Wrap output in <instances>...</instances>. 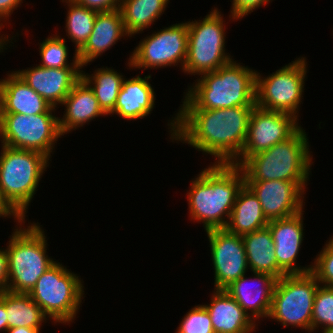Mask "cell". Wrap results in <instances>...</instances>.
I'll list each match as a JSON object with an SVG mask.
<instances>
[{"mask_svg":"<svg viewBox=\"0 0 333 333\" xmlns=\"http://www.w3.org/2000/svg\"><path fill=\"white\" fill-rule=\"evenodd\" d=\"M7 74L0 79V114L36 115L53 113L58 109L36 93L15 71Z\"/></svg>","mask_w":333,"mask_h":333,"instance_id":"obj_19","label":"cell"},{"mask_svg":"<svg viewBox=\"0 0 333 333\" xmlns=\"http://www.w3.org/2000/svg\"><path fill=\"white\" fill-rule=\"evenodd\" d=\"M24 223L13 228L7 242L9 279L6 290L29 294L39 277L56 261L47 254V236L42 225L30 222L26 228Z\"/></svg>","mask_w":333,"mask_h":333,"instance_id":"obj_5","label":"cell"},{"mask_svg":"<svg viewBox=\"0 0 333 333\" xmlns=\"http://www.w3.org/2000/svg\"><path fill=\"white\" fill-rule=\"evenodd\" d=\"M254 278L243 275L224 290L233 297L239 306L255 322L268 318L271 309L273 290L277 279L267 273H253ZM250 281V284L248 283ZM255 282V284H254ZM259 284H257V283ZM253 283V284H252ZM255 285V287H253ZM260 286V287H258Z\"/></svg>","mask_w":333,"mask_h":333,"instance_id":"obj_18","label":"cell"},{"mask_svg":"<svg viewBox=\"0 0 333 333\" xmlns=\"http://www.w3.org/2000/svg\"><path fill=\"white\" fill-rule=\"evenodd\" d=\"M268 223L257 196L244 184L237 194L225 229L242 236L264 228Z\"/></svg>","mask_w":333,"mask_h":333,"instance_id":"obj_24","label":"cell"},{"mask_svg":"<svg viewBox=\"0 0 333 333\" xmlns=\"http://www.w3.org/2000/svg\"><path fill=\"white\" fill-rule=\"evenodd\" d=\"M56 261L42 274L29 295L55 324L74 322L84 299L83 280Z\"/></svg>","mask_w":333,"mask_h":333,"instance_id":"obj_7","label":"cell"},{"mask_svg":"<svg viewBox=\"0 0 333 333\" xmlns=\"http://www.w3.org/2000/svg\"><path fill=\"white\" fill-rule=\"evenodd\" d=\"M175 333H214L210 315L202 305H195L183 317Z\"/></svg>","mask_w":333,"mask_h":333,"instance_id":"obj_32","label":"cell"},{"mask_svg":"<svg viewBox=\"0 0 333 333\" xmlns=\"http://www.w3.org/2000/svg\"><path fill=\"white\" fill-rule=\"evenodd\" d=\"M62 105L65 111L63 117L58 118L62 136L89 124L96 117L108 116L99 106L94 91L82 77L74 84Z\"/></svg>","mask_w":333,"mask_h":333,"instance_id":"obj_21","label":"cell"},{"mask_svg":"<svg viewBox=\"0 0 333 333\" xmlns=\"http://www.w3.org/2000/svg\"><path fill=\"white\" fill-rule=\"evenodd\" d=\"M187 47L188 24L176 23L141 39L129 54L127 66L130 70H146L181 65L183 71Z\"/></svg>","mask_w":333,"mask_h":333,"instance_id":"obj_12","label":"cell"},{"mask_svg":"<svg viewBox=\"0 0 333 333\" xmlns=\"http://www.w3.org/2000/svg\"><path fill=\"white\" fill-rule=\"evenodd\" d=\"M214 269V290H224L248 272L245 245L241 235L225 228L206 231Z\"/></svg>","mask_w":333,"mask_h":333,"instance_id":"obj_14","label":"cell"},{"mask_svg":"<svg viewBox=\"0 0 333 333\" xmlns=\"http://www.w3.org/2000/svg\"><path fill=\"white\" fill-rule=\"evenodd\" d=\"M300 127L290 138L248 157L239 167L245 181L283 180L295 182L304 192L311 175L312 151Z\"/></svg>","mask_w":333,"mask_h":333,"instance_id":"obj_4","label":"cell"},{"mask_svg":"<svg viewBox=\"0 0 333 333\" xmlns=\"http://www.w3.org/2000/svg\"><path fill=\"white\" fill-rule=\"evenodd\" d=\"M210 300L209 304L202 305L210 315L214 333L256 332L258 324L225 290H214Z\"/></svg>","mask_w":333,"mask_h":333,"instance_id":"obj_23","label":"cell"},{"mask_svg":"<svg viewBox=\"0 0 333 333\" xmlns=\"http://www.w3.org/2000/svg\"><path fill=\"white\" fill-rule=\"evenodd\" d=\"M232 2L229 18L232 21H238L248 16L254 10L267 5L272 0H230Z\"/></svg>","mask_w":333,"mask_h":333,"instance_id":"obj_34","label":"cell"},{"mask_svg":"<svg viewBox=\"0 0 333 333\" xmlns=\"http://www.w3.org/2000/svg\"><path fill=\"white\" fill-rule=\"evenodd\" d=\"M49 160L42 153L1 144L0 189L24 218L44 171L49 167Z\"/></svg>","mask_w":333,"mask_h":333,"instance_id":"obj_6","label":"cell"},{"mask_svg":"<svg viewBox=\"0 0 333 333\" xmlns=\"http://www.w3.org/2000/svg\"><path fill=\"white\" fill-rule=\"evenodd\" d=\"M303 212L305 211L302 210L291 217L270 220L267 225L274 241L277 265L286 274H304L312 271V262L303 268L296 264L304 240Z\"/></svg>","mask_w":333,"mask_h":333,"instance_id":"obj_16","label":"cell"},{"mask_svg":"<svg viewBox=\"0 0 333 333\" xmlns=\"http://www.w3.org/2000/svg\"><path fill=\"white\" fill-rule=\"evenodd\" d=\"M329 333L333 330V287L319 284L313 303L312 332Z\"/></svg>","mask_w":333,"mask_h":333,"instance_id":"obj_31","label":"cell"},{"mask_svg":"<svg viewBox=\"0 0 333 333\" xmlns=\"http://www.w3.org/2000/svg\"><path fill=\"white\" fill-rule=\"evenodd\" d=\"M81 69L82 67L45 68L37 64L15 72L52 107L57 108L81 78Z\"/></svg>","mask_w":333,"mask_h":333,"instance_id":"obj_17","label":"cell"},{"mask_svg":"<svg viewBox=\"0 0 333 333\" xmlns=\"http://www.w3.org/2000/svg\"><path fill=\"white\" fill-rule=\"evenodd\" d=\"M257 196L266 218L291 217L304 209V192L295 182L283 180L245 181Z\"/></svg>","mask_w":333,"mask_h":333,"instance_id":"obj_15","label":"cell"},{"mask_svg":"<svg viewBox=\"0 0 333 333\" xmlns=\"http://www.w3.org/2000/svg\"><path fill=\"white\" fill-rule=\"evenodd\" d=\"M313 261L311 272L316 276L317 281L321 285L333 287V236L326 241Z\"/></svg>","mask_w":333,"mask_h":333,"instance_id":"obj_33","label":"cell"},{"mask_svg":"<svg viewBox=\"0 0 333 333\" xmlns=\"http://www.w3.org/2000/svg\"><path fill=\"white\" fill-rule=\"evenodd\" d=\"M97 12H107L120 8L121 0H71Z\"/></svg>","mask_w":333,"mask_h":333,"instance_id":"obj_35","label":"cell"},{"mask_svg":"<svg viewBox=\"0 0 333 333\" xmlns=\"http://www.w3.org/2000/svg\"><path fill=\"white\" fill-rule=\"evenodd\" d=\"M53 35V36H52ZM39 44V55L41 56V62L39 66L45 68H62V67H82L77 58V53L74 54L73 61H69V50L66 44V39L52 34Z\"/></svg>","mask_w":333,"mask_h":333,"instance_id":"obj_30","label":"cell"},{"mask_svg":"<svg viewBox=\"0 0 333 333\" xmlns=\"http://www.w3.org/2000/svg\"><path fill=\"white\" fill-rule=\"evenodd\" d=\"M126 33L120 9L97 12L93 30L85 45L77 52L82 68L112 48Z\"/></svg>","mask_w":333,"mask_h":333,"instance_id":"obj_20","label":"cell"},{"mask_svg":"<svg viewBox=\"0 0 333 333\" xmlns=\"http://www.w3.org/2000/svg\"><path fill=\"white\" fill-rule=\"evenodd\" d=\"M59 117L53 113L36 115L0 114V141L10 148L31 150L51 159L61 138Z\"/></svg>","mask_w":333,"mask_h":333,"instance_id":"obj_11","label":"cell"},{"mask_svg":"<svg viewBox=\"0 0 333 333\" xmlns=\"http://www.w3.org/2000/svg\"><path fill=\"white\" fill-rule=\"evenodd\" d=\"M306 57H299L267 77L256 72L255 105L292 114L297 119L307 78Z\"/></svg>","mask_w":333,"mask_h":333,"instance_id":"obj_10","label":"cell"},{"mask_svg":"<svg viewBox=\"0 0 333 333\" xmlns=\"http://www.w3.org/2000/svg\"><path fill=\"white\" fill-rule=\"evenodd\" d=\"M319 284L312 272L282 276L273 290L268 319L312 333L313 303Z\"/></svg>","mask_w":333,"mask_h":333,"instance_id":"obj_9","label":"cell"},{"mask_svg":"<svg viewBox=\"0 0 333 333\" xmlns=\"http://www.w3.org/2000/svg\"><path fill=\"white\" fill-rule=\"evenodd\" d=\"M297 120L299 121L292 114L255 105L250 115L242 152L232 164L240 166L248 157L290 138L301 127Z\"/></svg>","mask_w":333,"mask_h":333,"instance_id":"obj_13","label":"cell"},{"mask_svg":"<svg viewBox=\"0 0 333 333\" xmlns=\"http://www.w3.org/2000/svg\"><path fill=\"white\" fill-rule=\"evenodd\" d=\"M209 13L203 20L187 21L188 47L184 74L199 77L233 60V56L225 52L226 24L221 11L214 7Z\"/></svg>","mask_w":333,"mask_h":333,"instance_id":"obj_8","label":"cell"},{"mask_svg":"<svg viewBox=\"0 0 333 333\" xmlns=\"http://www.w3.org/2000/svg\"><path fill=\"white\" fill-rule=\"evenodd\" d=\"M253 108L178 110L168 120L170 139L214 156L216 164H232L242 152Z\"/></svg>","mask_w":333,"mask_h":333,"instance_id":"obj_1","label":"cell"},{"mask_svg":"<svg viewBox=\"0 0 333 333\" xmlns=\"http://www.w3.org/2000/svg\"><path fill=\"white\" fill-rule=\"evenodd\" d=\"M23 0H0V23L9 21V17H11L12 13L20 7Z\"/></svg>","mask_w":333,"mask_h":333,"instance_id":"obj_37","label":"cell"},{"mask_svg":"<svg viewBox=\"0 0 333 333\" xmlns=\"http://www.w3.org/2000/svg\"><path fill=\"white\" fill-rule=\"evenodd\" d=\"M68 7L66 15L65 31L67 39L75 44V52L77 53L87 42L97 15V11L79 5L71 0H61Z\"/></svg>","mask_w":333,"mask_h":333,"instance_id":"obj_29","label":"cell"},{"mask_svg":"<svg viewBox=\"0 0 333 333\" xmlns=\"http://www.w3.org/2000/svg\"><path fill=\"white\" fill-rule=\"evenodd\" d=\"M229 63L200 76L188 86L179 110H211L255 106L256 70Z\"/></svg>","mask_w":333,"mask_h":333,"instance_id":"obj_3","label":"cell"},{"mask_svg":"<svg viewBox=\"0 0 333 333\" xmlns=\"http://www.w3.org/2000/svg\"><path fill=\"white\" fill-rule=\"evenodd\" d=\"M247 263L252 273H267L277 280L286 273L277 265L274 241L266 226L252 233L242 235Z\"/></svg>","mask_w":333,"mask_h":333,"instance_id":"obj_25","label":"cell"},{"mask_svg":"<svg viewBox=\"0 0 333 333\" xmlns=\"http://www.w3.org/2000/svg\"><path fill=\"white\" fill-rule=\"evenodd\" d=\"M5 309L8 329L23 326L40 329L49 320L29 294L5 290Z\"/></svg>","mask_w":333,"mask_h":333,"instance_id":"obj_27","label":"cell"},{"mask_svg":"<svg viewBox=\"0 0 333 333\" xmlns=\"http://www.w3.org/2000/svg\"><path fill=\"white\" fill-rule=\"evenodd\" d=\"M170 0H121L123 25L129 37L143 33L165 12Z\"/></svg>","mask_w":333,"mask_h":333,"instance_id":"obj_26","label":"cell"},{"mask_svg":"<svg viewBox=\"0 0 333 333\" xmlns=\"http://www.w3.org/2000/svg\"><path fill=\"white\" fill-rule=\"evenodd\" d=\"M41 329L30 328V327H15L7 329V333H41Z\"/></svg>","mask_w":333,"mask_h":333,"instance_id":"obj_41","label":"cell"},{"mask_svg":"<svg viewBox=\"0 0 333 333\" xmlns=\"http://www.w3.org/2000/svg\"><path fill=\"white\" fill-rule=\"evenodd\" d=\"M13 217L14 222L16 223L17 226L23 224L25 222V218L10 204V202L5 198L3 195L2 190L0 189V217L4 218H10Z\"/></svg>","mask_w":333,"mask_h":333,"instance_id":"obj_36","label":"cell"},{"mask_svg":"<svg viewBox=\"0 0 333 333\" xmlns=\"http://www.w3.org/2000/svg\"><path fill=\"white\" fill-rule=\"evenodd\" d=\"M81 70V77L89 84L94 91L99 106L107 114L114 110L118 93L121 90L123 80L122 73H118L112 67L97 68L93 74Z\"/></svg>","mask_w":333,"mask_h":333,"instance_id":"obj_28","label":"cell"},{"mask_svg":"<svg viewBox=\"0 0 333 333\" xmlns=\"http://www.w3.org/2000/svg\"><path fill=\"white\" fill-rule=\"evenodd\" d=\"M8 329L7 313L5 309V290L0 291V332Z\"/></svg>","mask_w":333,"mask_h":333,"instance_id":"obj_39","label":"cell"},{"mask_svg":"<svg viewBox=\"0 0 333 333\" xmlns=\"http://www.w3.org/2000/svg\"><path fill=\"white\" fill-rule=\"evenodd\" d=\"M149 79L151 80V74L144 78L137 75L128 80L125 77L114 110L110 115L115 114L121 119L130 121L149 116L155 107L156 98Z\"/></svg>","mask_w":333,"mask_h":333,"instance_id":"obj_22","label":"cell"},{"mask_svg":"<svg viewBox=\"0 0 333 333\" xmlns=\"http://www.w3.org/2000/svg\"><path fill=\"white\" fill-rule=\"evenodd\" d=\"M5 26L4 25H2V23H0V32H1V30H2V28H4ZM13 37H15V36H12V38H10V35H4V34H2L1 36H0V53H2L3 51H4V49H8V48H6V46L7 47H9L8 46V43H12V44H14L13 43ZM11 40V41H10Z\"/></svg>","mask_w":333,"mask_h":333,"instance_id":"obj_40","label":"cell"},{"mask_svg":"<svg viewBox=\"0 0 333 333\" xmlns=\"http://www.w3.org/2000/svg\"><path fill=\"white\" fill-rule=\"evenodd\" d=\"M190 183L186 195L190 219L202 222L205 231L225 228L237 194L245 184L241 168L234 164L213 163L202 169Z\"/></svg>","mask_w":333,"mask_h":333,"instance_id":"obj_2","label":"cell"},{"mask_svg":"<svg viewBox=\"0 0 333 333\" xmlns=\"http://www.w3.org/2000/svg\"><path fill=\"white\" fill-rule=\"evenodd\" d=\"M9 279V264L6 248L0 249V291L7 289Z\"/></svg>","mask_w":333,"mask_h":333,"instance_id":"obj_38","label":"cell"}]
</instances>
